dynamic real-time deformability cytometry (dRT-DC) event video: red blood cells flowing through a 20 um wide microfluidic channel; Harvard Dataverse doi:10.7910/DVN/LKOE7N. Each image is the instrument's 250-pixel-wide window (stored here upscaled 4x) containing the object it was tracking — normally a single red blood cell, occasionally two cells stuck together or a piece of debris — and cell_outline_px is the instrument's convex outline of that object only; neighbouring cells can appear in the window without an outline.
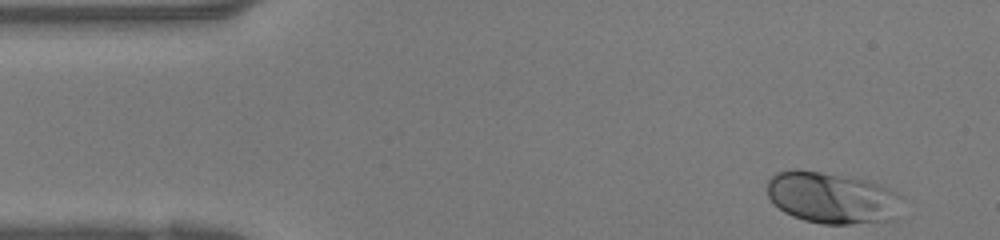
{"species": "human", "species_latin": "Homo sapiens", "temperature_condition": "warm", "stored_images_in_passage": 38, "camera_frame_rate_fps": 3000, "um_per_image_px": 0.085, "donor": {"sex": "female"}, "frame": {"image": 1, "passage_image": 1, "time_ms": 0.0, "image_size_px": [1000, 240], "cell_outline_px": [[904, 196], [896, 220], [848, 224], [824, 224], [804, 220], [792, 216], [784, 212], [768, 196], [768, 180], [776, 172], [792, 168], [796, 168], [868, 180], [888, 188]], "centroid_in_image_um": [70.76, 16.81], "position_along_channel_um": 14.2, "area_um2": 40.81}}
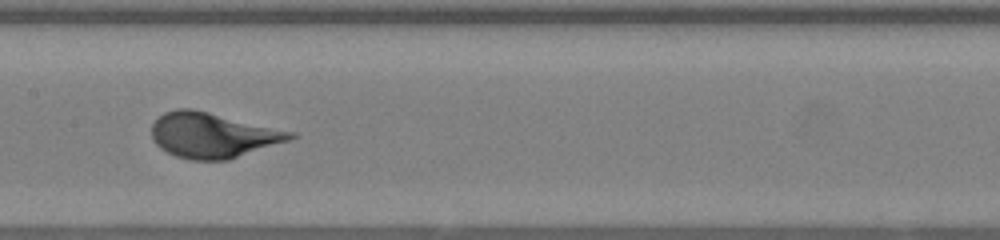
{"frame": {"image": 2, "passage_image": 17, "time_ms": 5.333, "image_size_px": [1000, 240], "cell_outline_px": [[296, 136], [288, 140], [228, 160], [192, 160], [176, 156], [160, 148], [152, 140], [152, 124], [164, 112], [176, 108], [192, 108], [296, 132]], "centroid_in_image_um": [18.06, 11.48], "position_along_channel_um": 189.3, "area_um2": 36.36}}
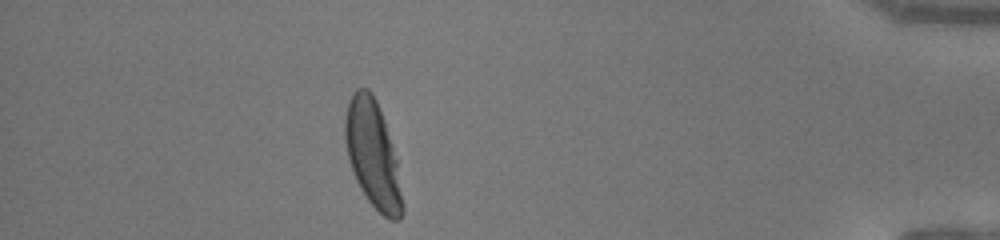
{"frame": {"image": 3, "passage_image": 33, "time_ms": 10.667, "image_size_px": [1000, 240], "cell_outline_px": [[404, 212], [400, 220], [388, 220], [368, 200], [360, 188], [356, 180], [348, 160], [344, 140], [344, 116], [348, 100], [352, 92], [356, 88], [368, 88], [372, 92], [376, 100], [384, 120], [396, 160], [404, 208]], "centroid_in_image_um": [31.65, 13.1], "position_along_channel_um": 403.5, "area_um2": 35.72}}